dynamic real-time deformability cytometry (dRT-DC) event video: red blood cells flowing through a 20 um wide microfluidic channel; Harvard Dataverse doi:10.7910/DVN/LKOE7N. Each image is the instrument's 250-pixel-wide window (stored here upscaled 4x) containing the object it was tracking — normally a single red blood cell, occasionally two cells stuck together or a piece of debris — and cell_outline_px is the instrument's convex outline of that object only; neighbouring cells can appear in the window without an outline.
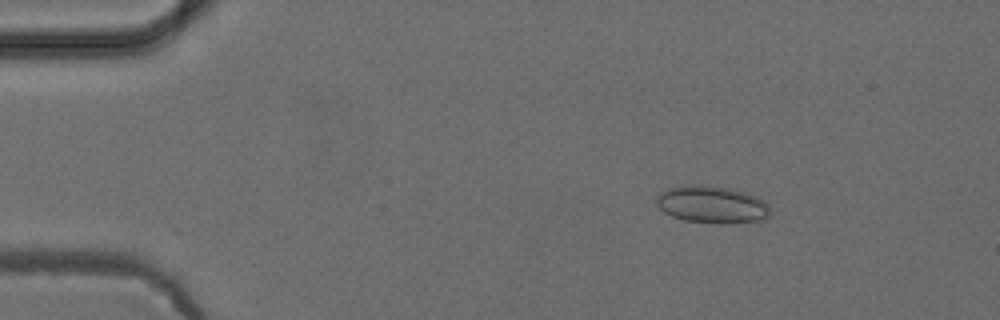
{"species": "common noctule bat (a hibernating species)", "species_latin": "Nyctalus noctula", "temperature_condition": "cold", "stored_images_in_passage": 13, "camera_frame_rate_fps": 3000, "um_per_image_px": 0.085, "animal": {"sex": "female", "body_mass_g": 24.6, "forearm_length_mm": 56.2}, "frame": {"image": 1, "passage_image": 8, "time_ms": 2.333, "image_size_px": [1000, 320], "cell_outline_px": [[772, 212], [764, 220], [720, 224], [684, 220], [672, 216], [664, 212], [656, 204], [656, 196], [660, 192], [668, 188], [692, 184], [704, 184], [728, 188], [744, 192], [756, 196], [764, 200], [768, 204]], "centroid_in_image_um": [60.53, 17.38], "position_along_channel_um": 24.5, "area_um2": 24.97}}